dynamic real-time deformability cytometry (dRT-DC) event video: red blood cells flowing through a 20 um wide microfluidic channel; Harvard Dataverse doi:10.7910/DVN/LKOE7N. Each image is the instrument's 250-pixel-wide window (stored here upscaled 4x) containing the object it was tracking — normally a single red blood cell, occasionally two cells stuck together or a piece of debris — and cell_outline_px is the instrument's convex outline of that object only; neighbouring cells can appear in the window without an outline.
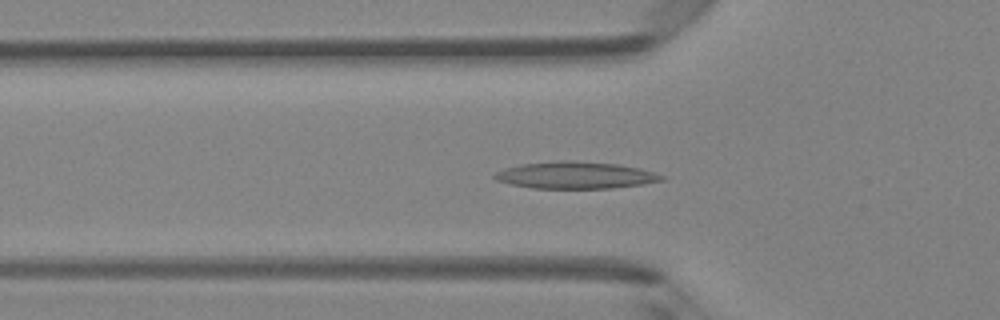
{"species": "Egyptian fruit bat (a non-hibernating species)", "species_latin": "Rousettus aegyptiacus", "temperature_condition": "room temperature", "stored_images_in_passage": 48, "segment_of_instrument_passage": [1, 2], "camera_frame_rate_fps": 3000, "um_per_image_px": 0.085, "animal": {"sex": "female"}, "frame": {"image": 1, "passage_image": 15, "time_ms": 4.667, "image_size_px": [1000, 320], "cell_outline_px": [[664, 180], [644, 184], [612, 188], [532, 188], [512, 184], [496, 180], [492, 176], [496, 172], [504, 168], [520, 164], [556, 160], [572, 160], [620, 164], [640, 168], [664, 176]], "centroid_in_image_um": [48.9, 14.88], "position_along_channel_um": 76.9, "area_um2": 26.36}}
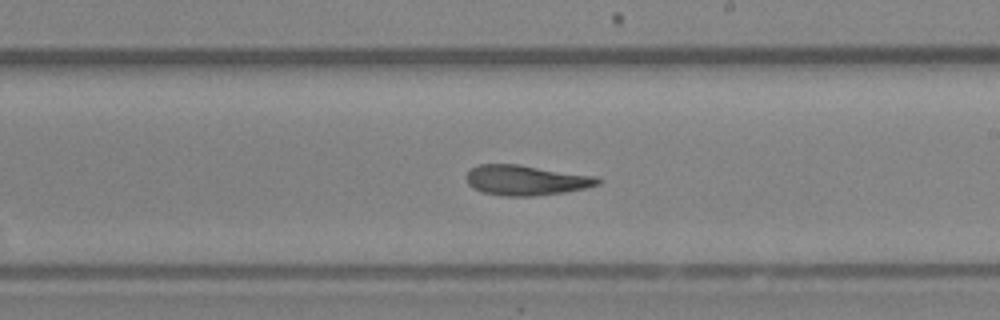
{"frame": {"image": 2, "passage_image": 27, "time_ms": 8.667, "image_size_px": [1000, 320], "cell_outline_px": [[600, 184], [584, 188], [564, 192], [532, 196], [508, 196], [484, 192], [472, 188], [468, 184], [464, 176], [476, 164], [520, 164], [600, 176]], "centroid_in_image_um": [44.72, 15.3], "position_along_channel_um": 244.3, "area_um2": 23.35}}
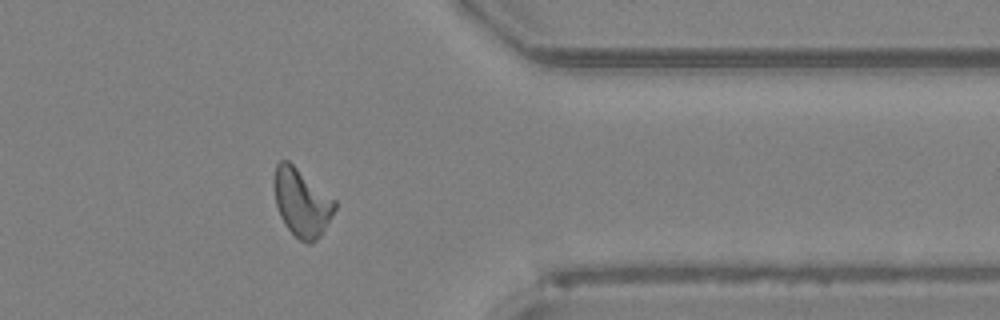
{"frame": {"image": 3, "passage_image": 38, "time_ms": 12.333, "image_size_px": [1000, 320], "cell_outline_px": [[336, 208], [332, 216], [320, 236], [312, 244], [308, 244], [300, 240], [288, 228], [280, 216], [276, 204], [272, 184], [276, 164], [280, 160], [288, 160], [336, 200]], "centroid_in_image_um": [25.63, 17.2], "position_along_channel_um": 385.8, "area_um2": 24.04}}